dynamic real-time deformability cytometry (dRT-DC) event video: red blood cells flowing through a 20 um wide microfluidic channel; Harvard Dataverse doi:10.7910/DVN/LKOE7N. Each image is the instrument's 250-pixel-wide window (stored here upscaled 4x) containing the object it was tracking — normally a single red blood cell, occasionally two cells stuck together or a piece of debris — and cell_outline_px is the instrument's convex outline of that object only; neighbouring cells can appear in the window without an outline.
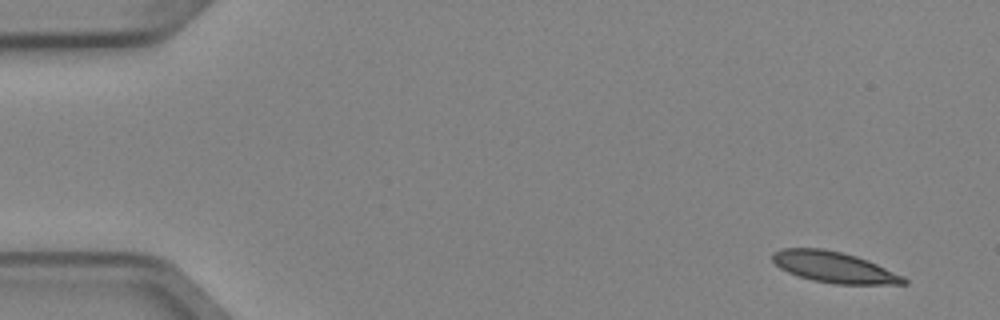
{"species": "Egyptian fruit bat (a non-hibernating species)", "species_latin": "Rousettus aegyptiacus", "temperature_condition": "cold", "stored_images_in_passage": 7, "camera_frame_rate_fps": 3000, "um_per_image_px": 0.085, "animal": {"sex": "female"}, "frame": {"image": 1, "passage_image": 1, "time_ms": 0.0, "image_size_px": [1000, 320], "cell_outline_px": [[908, 284], [836, 284], [812, 280], [788, 272], [780, 268], [772, 260], [772, 252], [780, 248], [824, 248], [856, 256], [868, 260], [904, 276], [908, 280]], "centroid_in_image_um": [70.89, 22.7], "position_along_channel_um": 14.1, "area_um2": 23.7}}
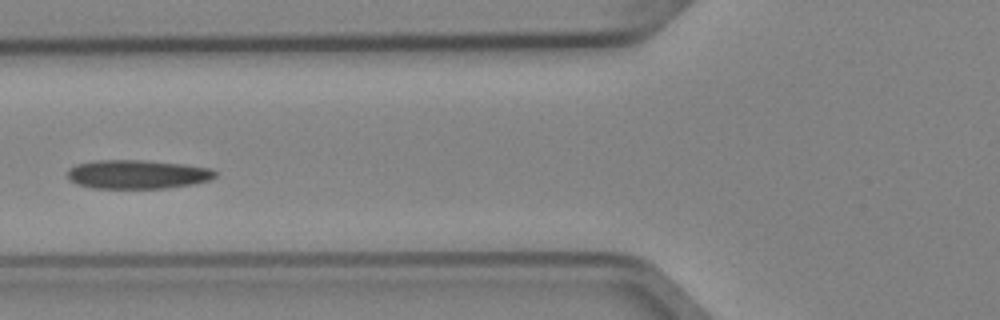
{"frame": {"image": 2, "passage_image": 6, "time_ms": 1.667, "image_size_px": [1000, 320], "cell_outline_px": [[216, 176], [212, 180], [192, 184], [164, 188], [92, 188], [76, 184], [68, 180], [68, 168], [76, 164], [96, 160], [144, 160], [184, 164], [212, 168], [216, 172]], "centroid_in_image_um": [11.67, 14.81], "position_along_channel_um": 114.1, "area_um2": 25.09}}
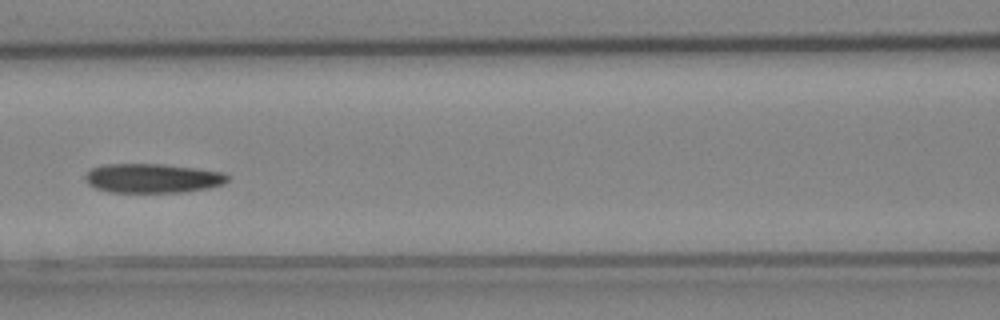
{"frame": {"image": 3, "passage_image": 7, "time_ms": 2.0, "image_size_px": [1000, 320], "cell_outline_px": [[228, 180], [224, 184], [208, 188], [184, 192], [108, 192], [96, 188], [88, 184], [84, 180], [84, 176], [92, 168], [104, 164], [164, 164], [196, 168], [224, 172], [228, 176]], "centroid_in_image_um": [12.97, 15.15], "position_along_channel_um": 153.6, "area_um2": 24.39}}